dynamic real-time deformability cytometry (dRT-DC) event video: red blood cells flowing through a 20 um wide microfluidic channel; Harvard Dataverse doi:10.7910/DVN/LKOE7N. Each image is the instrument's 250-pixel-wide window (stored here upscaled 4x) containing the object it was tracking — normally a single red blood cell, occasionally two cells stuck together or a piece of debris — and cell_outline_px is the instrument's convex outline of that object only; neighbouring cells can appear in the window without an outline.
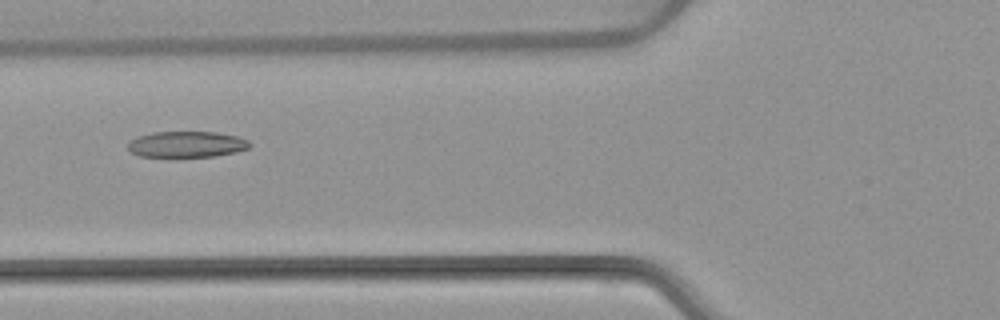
{"species": "common noctule bat (a hibernating species)", "species_latin": "Nyctalus noctula", "temperature_condition": "warm", "stored_images_in_passage": 5, "camera_frame_rate_fps": 3000, "um_per_image_px": 0.085, "animal": {"sex": "female", "body_mass_g": 22.7, "forearm_length_mm": 54.2}, "frame": {"image": 1, "passage_image": 5, "time_ms": 5.667, "image_size_px": [1000, 320], "cell_outline_px": [[252, 144], [248, 148], [236, 152], [212, 156], [172, 160], [140, 156], [132, 152], [128, 148], [128, 140], [136, 136], [152, 132], [216, 132], [236, 136], [248, 140]], "centroid_in_image_um": [15.79, 12.31], "position_along_channel_um": 110.0, "area_um2": 19.42}}